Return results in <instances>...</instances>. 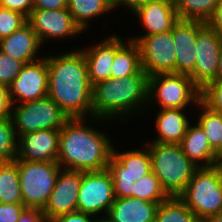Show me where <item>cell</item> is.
Returning <instances> with one entry per match:
<instances>
[{
    "label": "cell",
    "mask_w": 222,
    "mask_h": 222,
    "mask_svg": "<svg viewBox=\"0 0 222 222\" xmlns=\"http://www.w3.org/2000/svg\"><path fill=\"white\" fill-rule=\"evenodd\" d=\"M40 46L42 44L28 22L8 37L0 40V50L24 64L41 59L36 56Z\"/></svg>",
    "instance_id": "20"
},
{
    "label": "cell",
    "mask_w": 222,
    "mask_h": 222,
    "mask_svg": "<svg viewBox=\"0 0 222 222\" xmlns=\"http://www.w3.org/2000/svg\"><path fill=\"white\" fill-rule=\"evenodd\" d=\"M194 106L201 109L196 122L203 129L211 148L217 153L222 148V114L211 110L201 100Z\"/></svg>",
    "instance_id": "27"
},
{
    "label": "cell",
    "mask_w": 222,
    "mask_h": 222,
    "mask_svg": "<svg viewBox=\"0 0 222 222\" xmlns=\"http://www.w3.org/2000/svg\"><path fill=\"white\" fill-rule=\"evenodd\" d=\"M169 197L153 171L134 183L133 198L160 204Z\"/></svg>",
    "instance_id": "30"
},
{
    "label": "cell",
    "mask_w": 222,
    "mask_h": 222,
    "mask_svg": "<svg viewBox=\"0 0 222 222\" xmlns=\"http://www.w3.org/2000/svg\"><path fill=\"white\" fill-rule=\"evenodd\" d=\"M48 56V96L68 118H93L92 86L88 79L86 59L81 50ZM87 115V116H86Z\"/></svg>",
    "instance_id": "1"
},
{
    "label": "cell",
    "mask_w": 222,
    "mask_h": 222,
    "mask_svg": "<svg viewBox=\"0 0 222 222\" xmlns=\"http://www.w3.org/2000/svg\"><path fill=\"white\" fill-rule=\"evenodd\" d=\"M129 39L138 44L141 68L148 76L175 73L176 52L171 31Z\"/></svg>",
    "instance_id": "10"
},
{
    "label": "cell",
    "mask_w": 222,
    "mask_h": 222,
    "mask_svg": "<svg viewBox=\"0 0 222 222\" xmlns=\"http://www.w3.org/2000/svg\"><path fill=\"white\" fill-rule=\"evenodd\" d=\"M201 90L187 74L168 73L148 77V101L160 109H185L200 101ZM153 99V100H151Z\"/></svg>",
    "instance_id": "7"
},
{
    "label": "cell",
    "mask_w": 222,
    "mask_h": 222,
    "mask_svg": "<svg viewBox=\"0 0 222 222\" xmlns=\"http://www.w3.org/2000/svg\"><path fill=\"white\" fill-rule=\"evenodd\" d=\"M178 197L200 221L221 214L222 165L198 168Z\"/></svg>",
    "instance_id": "5"
},
{
    "label": "cell",
    "mask_w": 222,
    "mask_h": 222,
    "mask_svg": "<svg viewBox=\"0 0 222 222\" xmlns=\"http://www.w3.org/2000/svg\"><path fill=\"white\" fill-rule=\"evenodd\" d=\"M155 120L158 136L153 143L180 144L191 124L185 109H159Z\"/></svg>",
    "instance_id": "22"
},
{
    "label": "cell",
    "mask_w": 222,
    "mask_h": 222,
    "mask_svg": "<svg viewBox=\"0 0 222 222\" xmlns=\"http://www.w3.org/2000/svg\"><path fill=\"white\" fill-rule=\"evenodd\" d=\"M158 203L138 198H116L107 217L112 222H155Z\"/></svg>",
    "instance_id": "21"
},
{
    "label": "cell",
    "mask_w": 222,
    "mask_h": 222,
    "mask_svg": "<svg viewBox=\"0 0 222 222\" xmlns=\"http://www.w3.org/2000/svg\"><path fill=\"white\" fill-rule=\"evenodd\" d=\"M0 7L21 13L28 19L33 10V0H0Z\"/></svg>",
    "instance_id": "35"
},
{
    "label": "cell",
    "mask_w": 222,
    "mask_h": 222,
    "mask_svg": "<svg viewBox=\"0 0 222 222\" xmlns=\"http://www.w3.org/2000/svg\"><path fill=\"white\" fill-rule=\"evenodd\" d=\"M93 215L83 213L80 211L71 212L68 214H63L58 217H55L53 222H95V218Z\"/></svg>",
    "instance_id": "37"
},
{
    "label": "cell",
    "mask_w": 222,
    "mask_h": 222,
    "mask_svg": "<svg viewBox=\"0 0 222 222\" xmlns=\"http://www.w3.org/2000/svg\"><path fill=\"white\" fill-rule=\"evenodd\" d=\"M48 95L47 58L24 64L18 76L8 86L10 104L26 103Z\"/></svg>",
    "instance_id": "13"
},
{
    "label": "cell",
    "mask_w": 222,
    "mask_h": 222,
    "mask_svg": "<svg viewBox=\"0 0 222 222\" xmlns=\"http://www.w3.org/2000/svg\"><path fill=\"white\" fill-rule=\"evenodd\" d=\"M132 14L142 23L146 33L141 36H150L171 31L179 21L174 0H149L138 7Z\"/></svg>",
    "instance_id": "18"
},
{
    "label": "cell",
    "mask_w": 222,
    "mask_h": 222,
    "mask_svg": "<svg viewBox=\"0 0 222 222\" xmlns=\"http://www.w3.org/2000/svg\"><path fill=\"white\" fill-rule=\"evenodd\" d=\"M60 129H45L18 137L16 158L25 161L55 162L59 152Z\"/></svg>",
    "instance_id": "16"
},
{
    "label": "cell",
    "mask_w": 222,
    "mask_h": 222,
    "mask_svg": "<svg viewBox=\"0 0 222 222\" xmlns=\"http://www.w3.org/2000/svg\"><path fill=\"white\" fill-rule=\"evenodd\" d=\"M180 146L183 153L199 168L217 165V153L211 148L207 136L197 123L189 125Z\"/></svg>",
    "instance_id": "23"
},
{
    "label": "cell",
    "mask_w": 222,
    "mask_h": 222,
    "mask_svg": "<svg viewBox=\"0 0 222 222\" xmlns=\"http://www.w3.org/2000/svg\"><path fill=\"white\" fill-rule=\"evenodd\" d=\"M0 203L23 204L17 163L0 164Z\"/></svg>",
    "instance_id": "26"
},
{
    "label": "cell",
    "mask_w": 222,
    "mask_h": 222,
    "mask_svg": "<svg viewBox=\"0 0 222 222\" xmlns=\"http://www.w3.org/2000/svg\"><path fill=\"white\" fill-rule=\"evenodd\" d=\"M148 75L141 68L136 74L109 78L92 87L93 118L126 120L148 103ZM141 106V107H140ZM120 117V119H119Z\"/></svg>",
    "instance_id": "3"
},
{
    "label": "cell",
    "mask_w": 222,
    "mask_h": 222,
    "mask_svg": "<svg viewBox=\"0 0 222 222\" xmlns=\"http://www.w3.org/2000/svg\"><path fill=\"white\" fill-rule=\"evenodd\" d=\"M43 222H53V221L50 219H45Z\"/></svg>",
    "instance_id": "47"
},
{
    "label": "cell",
    "mask_w": 222,
    "mask_h": 222,
    "mask_svg": "<svg viewBox=\"0 0 222 222\" xmlns=\"http://www.w3.org/2000/svg\"><path fill=\"white\" fill-rule=\"evenodd\" d=\"M86 59L88 79L93 87L99 82L108 80L115 57V35L104 38L98 44L87 49H80Z\"/></svg>",
    "instance_id": "19"
},
{
    "label": "cell",
    "mask_w": 222,
    "mask_h": 222,
    "mask_svg": "<svg viewBox=\"0 0 222 222\" xmlns=\"http://www.w3.org/2000/svg\"><path fill=\"white\" fill-rule=\"evenodd\" d=\"M95 222H112L108 217H100V219H96Z\"/></svg>",
    "instance_id": "46"
},
{
    "label": "cell",
    "mask_w": 222,
    "mask_h": 222,
    "mask_svg": "<svg viewBox=\"0 0 222 222\" xmlns=\"http://www.w3.org/2000/svg\"><path fill=\"white\" fill-rule=\"evenodd\" d=\"M216 80H222V51L220 53V57L218 61Z\"/></svg>",
    "instance_id": "43"
},
{
    "label": "cell",
    "mask_w": 222,
    "mask_h": 222,
    "mask_svg": "<svg viewBox=\"0 0 222 222\" xmlns=\"http://www.w3.org/2000/svg\"><path fill=\"white\" fill-rule=\"evenodd\" d=\"M14 161L17 163L23 204L29 208L43 209L62 168L55 162L25 161L19 158Z\"/></svg>",
    "instance_id": "6"
},
{
    "label": "cell",
    "mask_w": 222,
    "mask_h": 222,
    "mask_svg": "<svg viewBox=\"0 0 222 222\" xmlns=\"http://www.w3.org/2000/svg\"><path fill=\"white\" fill-rule=\"evenodd\" d=\"M27 23V18L18 12L0 7V40L8 37Z\"/></svg>",
    "instance_id": "32"
},
{
    "label": "cell",
    "mask_w": 222,
    "mask_h": 222,
    "mask_svg": "<svg viewBox=\"0 0 222 222\" xmlns=\"http://www.w3.org/2000/svg\"><path fill=\"white\" fill-rule=\"evenodd\" d=\"M68 0H33V9H62L67 8Z\"/></svg>",
    "instance_id": "40"
},
{
    "label": "cell",
    "mask_w": 222,
    "mask_h": 222,
    "mask_svg": "<svg viewBox=\"0 0 222 222\" xmlns=\"http://www.w3.org/2000/svg\"><path fill=\"white\" fill-rule=\"evenodd\" d=\"M147 1L149 0H111V4L113 9H116V7L118 8L119 5H124V8H128L130 11L134 12Z\"/></svg>",
    "instance_id": "42"
},
{
    "label": "cell",
    "mask_w": 222,
    "mask_h": 222,
    "mask_svg": "<svg viewBox=\"0 0 222 222\" xmlns=\"http://www.w3.org/2000/svg\"><path fill=\"white\" fill-rule=\"evenodd\" d=\"M11 104L8 96V87L0 84V119L9 117Z\"/></svg>",
    "instance_id": "41"
},
{
    "label": "cell",
    "mask_w": 222,
    "mask_h": 222,
    "mask_svg": "<svg viewBox=\"0 0 222 222\" xmlns=\"http://www.w3.org/2000/svg\"><path fill=\"white\" fill-rule=\"evenodd\" d=\"M67 9L84 33V30L90 24L88 21L107 12L109 13L113 10V7L111 0H68Z\"/></svg>",
    "instance_id": "25"
},
{
    "label": "cell",
    "mask_w": 222,
    "mask_h": 222,
    "mask_svg": "<svg viewBox=\"0 0 222 222\" xmlns=\"http://www.w3.org/2000/svg\"><path fill=\"white\" fill-rule=\"evenodd\" d=\"M115 34V57L111 66L110 78H122L136 74L141 69V58L138 44L130 39L122 42Z\"/></svg>",
    "instance_id": "24"
},
{
    "label": "cell",
    "mask_w": 222,
    "mask_h": 222,
    "mask_svg": "<svg viewBox=\"0 0 222 222\" xmlns=\"http://www.w3.org/2000/svg\"><path fill=\"white\" fill-rule=\"evenodd\" d=\"M149 149L152 171L170 197H178L199 168L184 153L180 144H145Z\"/></svg>",
    "instance_id": "4"
},
{
    "label": "cell",
    "mask_w": 222,
    "mask_h": 222,
    "mask_svg": "<svg viewBox=\"0 0 222 222\" xmlns=\"http://www.w3.org/2000/svg\"><path fill=\"white\" fill-rule=\"evenodd\" d=\"M24 63L0 50V84L9 86L18 76Z\"/></svg>",
    "instance_id": "34"
},
{
    "label": "cell",
    "mask_w": 222,
    "mask_h": 222,
    "mask_svg": "<svg viewBox=\"0 0 222 222\" xmlns=\"http://www.w3.org/2000/svg\"><path fill=\"white\" fill-rule=\"evenodd\" d=\"M82 171L61 169L55 187L42 209L46 219L78 211V196Z\"/></svg>",
    "instance_id": "15"
},
{
    "label": "cell",
    "mask_w": 222,
    "mask_h": 222,
    "mask_svg": "<svg viewBox=\"0 0 222 222\" xmlns=\"http://www.w3.org/2000/svg\"><path fill=\"white\" fill-rule=\"evenodd\" d=\"M200 100L211 110L222 114V80L208 83L201 90Z\"/></svg>",
    "instance_id": "33"
},
{
    "label": "cell",
    "mask_w": 222,
    "mask_h": 222,
    "mask_svg": "<svg viewBox=\"0 0 222 222\" xmlns=\"http://www.w3.org/2000/svg\"><path fill=\"white\" fill-rule=\"evenodd\" d=\"M10 117L17 137L38 130L61 129L69 119L48 95L34 101L12 104Z\"/></svg>",
    "instance_id": "8"
},
{
    "label": "cell",
    "mask_w": 222,
    "mask_h": 222,
    "mask_svg": "<svg viewBox=\"0 0 222 222\" xmlns=\"http://www.w3.org/2000/svg\"><path fill=\"white\" fill-rule=\"evenodd\" d=\"M222 165V148L217 152V165Z\"/></svg>",
    "instance_id": "45"
},
{
    "label": "cell",
    "mask_w": 222,
    "mask_h": 222,
    "mask_svg": "<svg viewBox=\"0 0 222 222\" xmlns=\"http://www.w3.org/2000/svg\"><path fill=\"white\" fill-rule=\"evenodd\" d=\"M219 0H174L175 9L181 20L207 23Z\"/></svg>",
    "instance_id": "29"
},
{
    "label": "cell",
    "mask_w": 222,
    "mask_h": 222,
    "mask_svg": "<svg viewBox=\"0 0 222 222\" xmlns=\"http://www.w3.org/2000/svg\"><path fill=\"white\" fill-rule=\"evenodd\" d=\"M196 63L194 70L189 74L193 83L202 90L208 83L216 80V73L222 38L206 23L197 31Z\"/></svg>",
    "instance_id": "12"
},
{
    "label": "cell",
    "mask_w": 222,
    "mask_h": 222,
    "mask_svg": "<svg viewBox=\"0 0 222 222\" xmlns=\"http://www.w3.org/2000/svg\"><path fill=\"white\" fill-rule=\"evenodd\" d=\"M45 219L42 209L26 207L17 222H43Z\"/></svg>",
    "instance_id": "38"
},
{
    "label": "cell",
    "mask_w": 222,
    "mask_h": 222,
    "mask_svg": "<svg viewBox=\"0 0 222 222\" xmlns=\"http://www.w3.org/2000/svg\"><path fill=\"white\" fill-rule=\"evenodd\" d=\"M202 21L181 20L173 26L171 32L175 43V73L189 75L196 63L197 31L204 25Z\"/></svg>",
    "instance_id": "17"
},
{
    "label": "cell",
    "mask_w": 222,
    "mask_h": 222,
    "mask_svg": "<svg viewBox=\"0 0 222 222\" xmlns=\"http://www.w3.org/2000/svg\"><path fill=\"white\" fill-rule=\"evenodd\" d=\"M18 138L11 117L0 119V164L16 159Z\"/></svg>",
    "instance_id": "31"
},
{
    "label": "cell",
    "mask_w": 222,
    "mask_h": 222,
    "mask_svg": "<svg viewBox=\"0 0 222 222\" xmlns=\"http://www.w3.org/2000/svg\"><path fill=\"white\" fill-rule=\"evenodd\" d=\"M141 149L120 153L113 147L106 169L114 184L116 198L133 197L134 183L152 171L149 149L147 146Z\"/></svg>",
    "instance_id": "9"
},
{
    "label": "cell",
    "mask_w": 222,
    "mask_h": 222,
    "mask_svg": "<svg viewBox=\"0 0 222 222\" xmlns=\"http://www.w3.org/2000/svg\"><path fill=\"white\" fill-rule=\"evenodd\" d=\"M206 24L214 29L222 38V0H219L211 18Z\"/></svg>",
    "instance_id": "39"
},
{
    "label": "cell",
    "mask_w": 222,
    "mask_h": 222,
    "mask_svg": "<svg viewBox=\"0 0 222 222\" xmlns=\"http://www.w3.org/2000/svg\"><path fill=\"white\" fill-rule=\"evenodd\" d=\"M115 199L114 184L107 169L82 171L78 211L96 217H98L97 214L104 212V215L107 216Z\"/></svg>",
    "instance_id": "11"
},
{
    "label": "cell",
    "mask_w": 222,
    "mask_h": 222,
    "mask_svg": "<svg viewBox=\"0 0 222 222\" xmlns=\"http://www.w3.org/2000/svg\"><path fill=\"white\" fill-rule=\"evenodd\" d=\"M25 208L24 204L0 203V222H17Z\"/></svg>",
    "instance_id": "36"
},
{
    "label": "cell",
    "mask_w": 222,
    "mask_h": 222,
    "mask_svg": "<svg viewBox=\"0 0 222 222\" xmlns=\"http://www.w3.org/2000/svg\"><path fill=\"white\" fill-rule=\"evenodd\" d=\"M27 22L36 32L40 43L43 45L47 39H60L61 37H74L83 31L75 23L67 8L62 9H33Z\"/></svg>",
    "instance_id": "14"
},
{
    "label": "cell",
    "mask_w": 222,
    "mask_h": 222,
    "mask_svg": "<svg viewBox=\"0 0 222 222\" xmlns=\"http://www.w3.org/2000/svg\"><path fill=\"white\" fill-rule=\"evenodd\" d=\"M155 222H200L179 197H169L158 205Z\"/></svg>",
    "instance_id": "28"
},
{
    "label": "cell",
    "mask_w": 222,
    "mask_h": 222,
    "mask_svg": "<svg viewBox=\"0 0 222 222\" xmlns=\"http://www.w3.org/2000/svg\"><path fill=\"white\" fill-rule=\"evenodd\" d=\"M85 119L69 118L60 129L57 163L62 169L100 171L108 165L114 146L112 140L87 126Z\"/></svg>",
    "instance_id": "2"
},
{
    "label": "cell",
    "mask_w": 222,
    "mask_h": 222,
    "mask_svg": "<svg viewBox=\"0 0 222 222\" xmlns=\"http://www.w3.org/2000/svg\"><path fill=\"white\" fill-rule=\"evenodd\" d=\"M200 222H222V213L208 217Z\"/></svg>",
    "instance_id": "44"
}]
</instances>
